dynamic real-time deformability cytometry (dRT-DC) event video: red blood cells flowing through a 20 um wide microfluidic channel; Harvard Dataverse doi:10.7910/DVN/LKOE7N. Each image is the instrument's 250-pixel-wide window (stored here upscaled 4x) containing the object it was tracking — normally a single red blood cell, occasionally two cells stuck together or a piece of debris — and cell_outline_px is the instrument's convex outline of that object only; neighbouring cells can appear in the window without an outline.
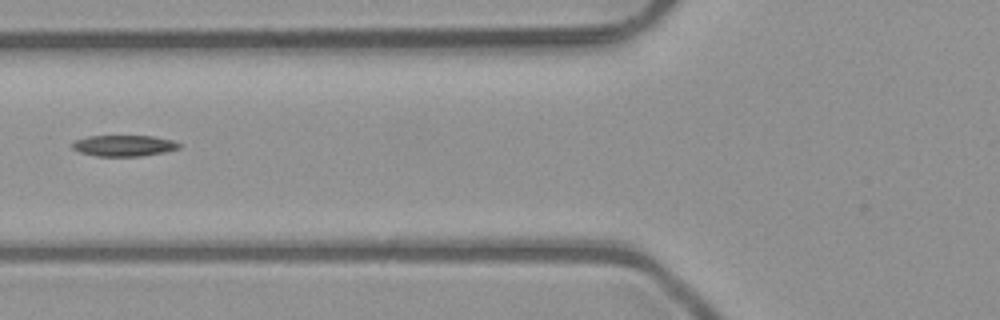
{"species": "common noctule bat (a hibernating species)", "species_latin": "Nyctalus noctula", "temperature_condition": "room temperature", "stored_images_in_passage": 4, "camera_frame_rate_fps": 3000, "um_per_image_px": 0.085, "animal": {"sex": "male", "body_mass_g": 23.1, "forearm_length_mm": 52.7}, "frame": {"image": 1, "passage_image": 3, "time_ms": 0.667, "image_size_px": [1000, 320], "cell_outline_px": [[180, 148], [164, 152], [140, 156], [96, 156], [80, 152], [72, 148], [72, 144], [76, 140], [88, 136], [152, 136], [172, 140], [180, 144]], "centroid_in_image_um": [10.53, 12.38], "position_along_channel_um": 115.3, "area_um2": 13.01}}
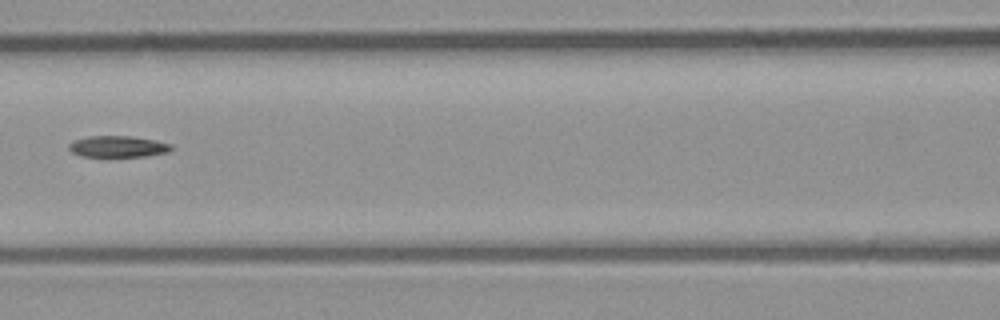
{"frame": {"image": 2, "passage_image": 4, "time_ms": 1.0, "image_size_px": [1000, 320], "cell_outline_px": [[172, 148], [168, 152], [148, 156], [80, 156], [72, 152], [68, 148], [68, 144], [72, 140], [88, 136], [132, 136], [156, 140], [172, 144]], "centroid_in_image_um": [10.01, 12.44], "position_along_channel_um": 156.6, "area_um2": 12.83}}